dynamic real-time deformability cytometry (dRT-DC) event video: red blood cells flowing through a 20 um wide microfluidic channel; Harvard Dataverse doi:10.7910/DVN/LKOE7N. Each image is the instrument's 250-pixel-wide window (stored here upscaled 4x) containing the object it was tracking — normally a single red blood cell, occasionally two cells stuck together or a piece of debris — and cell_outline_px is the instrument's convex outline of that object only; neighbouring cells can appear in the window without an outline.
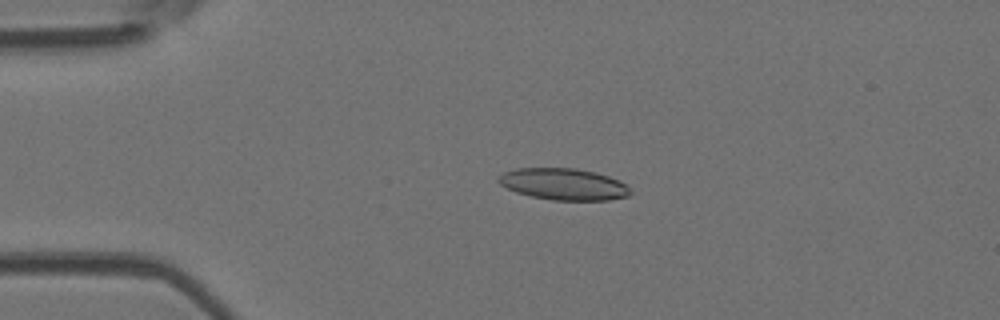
{"species": "Egyptian fruit bat (a non-hibernating species)", "species_latin": "Rousettus aegyptiacus", "temperature_condition": "room temperature", "stored_images_in_passage": 52, "camera_frame_rate_fps": 3000, "um_per_image_px": 0.085, "animal": {"sex": "female"}, "frame": {"image": 1, "passage_image": 12, "time_ms": 3.667, "image_size_px": [1000, 320], "cell_outline_px": [[632, 192], [628, 196], [608, 200], [552, 200], [532, 196], [516, 192], [500, 184], [496, 180], [504, 172], [516, 168], [576, 168], [596, 172], [608, 176], [624, 184]], "centroid_in_image_um": [47.89, 15.65], "position_along_channel_um": 37.1, "area_um2": 24.1}}
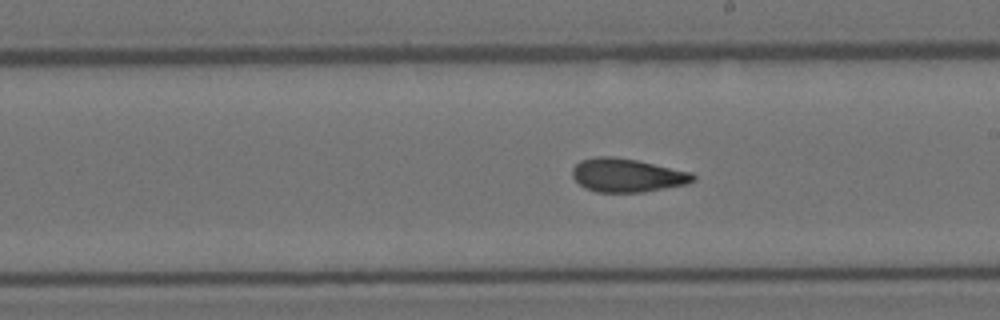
{"frame": {"image": 2, "passage_image": 30, "time_ms": 9.667, "image_size_px": [1000, 320], "cell_outline_px": [[696, 180], [688, 184], [644, 192], [596, 192], [584, 188], [572, 176], [572, 168], [580, 160], [596, 156], [612, 156], [636, 160], [692, 172], [696, 176]], "centroid_in_image_um": [53.31, 14.9], "position_along_channel_um": 235.7, "area_um2": 23.76}}
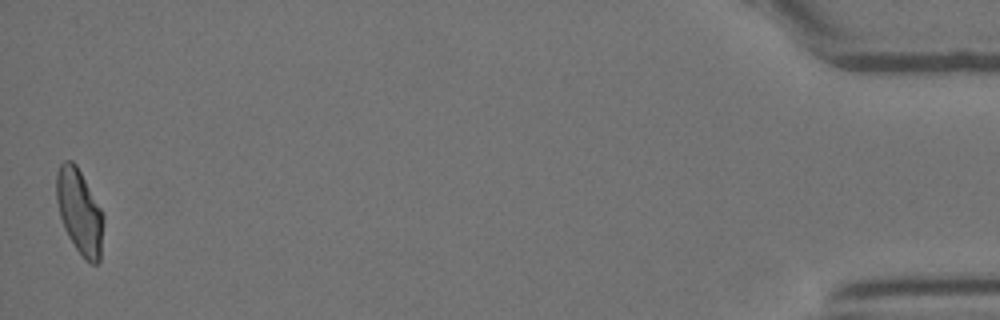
{"frame": {"image": 3, "passage_image": 52, "time_ms": 17.0, "image_size_px": [1000, 320], "cell_outline_px": [[104, 220], [100, 260], [96, 264], [92, 264], [84, 260], [68, 236], [64, 228], [60, 216], [56, 200], [56, 172], [60, 164], [64, 160], [72, 160], [76, 164], [100, 208], [104, 216]], "centroid_in_image_um": [6.75, 18.0], "position_along_channel_um": 428.4, "area_um2": 23.24}, "authors_computed_cell_mechanics": {"area_um2": 23.4668, "velocity_mm_per_s": 3.8863, "shape_relaxation_time_tau1_ms": 7.6237, "shape_relaxation_time_tau2_ms": 1.45, "deformation_change_tau1": 0.1979, "deformation_change_tau2": 0.078}}